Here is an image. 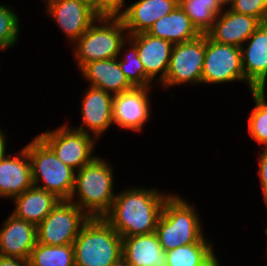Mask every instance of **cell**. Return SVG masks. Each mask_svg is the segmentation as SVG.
Here are the masks:
<instances>
[{
	"label": "cell",
	"instance_id": "obj_4",
	"mask_svg": "<svg viewBox=\"0 0 267 266\" xmlns=\"http://www.w3.org/2000/svg\"><path fill=\"white\" fill-rule=\"evenodd\" d=\"M73 247L75 266H111L122 256V237L104 218H90Z\"/></svg>",
	"mask_w": 267,
	"mask_h": 266
},
{
	"label": "cell",
	"instance_id": "obj_25",
	"mask_svg": "<svg viewBox=\"0 0 267 266\" xmlns=\"http://www.w3.org/2000/svg\"><path fill=\"white\" fill-rule=\"evenodd\" d=\"M179 6L200 34H206L223 11L217 0H179Z\"/></svg>",
	"mask_w": 267,
	"mask_h": 266
},
{
	"label": "cell",
	"instance_id": "obj_22",
	"mask_svg": "<svg viewBox=\"0 0 267 266\" xmlns=\"http://www.w3.org/2000/svg\"><path fill=\"white\" fill-rule=\"evenodd\" d=\"M11 201L15 203L13 215L38 226L60 199L53 193L33 185Z\"/></svg>",
	"mask_w": 267,
	"mask_h": 266
},
{
	"label": "cell",
	"instance_id": "obj_17",
	"mask_svg": "<svg viewBox=\"0 0 267 266\" xmlns=\"http://www.w3.org/2000/svg\"><path fill=\"white\" fill-rule=\"evenodd\" d=\"M37 243V226L12 213L0 228V255L29 260Z\"/></svg>",
	"mask_w": 267,
	"mask_h": 266
},
{
	"label": "cell",
	"instance_id": "obj_3",
	"mask_svg": "<svg viewBox=\"0 0 267 266\" xmlns=\"http://www.w3.org/2000/svg\"><path fill=\"white\" fill-rule=\"evenodd\" d=\"M199 216L194 205L172 193L164 203L155 229L162 249L167 252L200 241L205 235Z\"/></svg>",
	"mask_w": 267,
	"mask_h": 266
},
{
	"label": "cell",
	"instance_id": "obj_12",
	"mask_svg": "<svg viewBox=\"0 0 267 266\" xmlns=\"http://www.w3.org/2000/svg\"><path fill=\"white\" fill-rule=\"evenodd\" d=\"M152 87H133L113 97V126L133 132L143 131L152 117L149 95Z\"/></svg>",
	"mask_w": 267,
	"mask_h": 266
},
{
	"label": "cell",
	"instance_id": "obj_14",
	"mask_svg": "<svg viewBox=\"0 0 267 266\" xmlns=\"http://www.w3.org/2000/svg\"><path fill=\"white\" fill-rule=\"evenodd\" d=\"M241 46L245 81L250 90L266 91L267 83V22L262 23Z\"/></svg>",
	"mask_w": 267,
	"mask_h": 266
},
{
	"label": "cell",
	"instance_id": "obj_1",
	"mask_svg": "<svg viewBox=\"0 0 267 266\" xmlns=\"http://www.w3.org/2000/svg\"><path fill=\"white\" fill-rule=\"evenodd\" d=\"M156 188L133 187L116 193L103 217L124 238L155 232L165 201L172 193Z\"/></svg>",
	"mask_w": 267,
	"mask_h": 266
},
{
	"label": "cell",
	"instance_id": "obj_8",
	"mask_svg": "<svg viewBox=\"0 0 267 266\" xmlns=\"http://www.w3.org/2000/svg\"><path fill=\"white\" fill-rule=\"evenodd\" d=\"M90 217L69 200H60L37 226V243L51 246L73 244Z\"/></svg>",
	"mask_w": 267,
	"mask_h": 266
},
{
	"label": "cell",
	"instance_id": "obj_38",
	"mask_svg": "<svg viewBox=\"0 0 267 266\" xmlns=\"http://www.w3.org/2000/svg\"><path fill=\"white\" fill-rule=\"evenodd\" d=\"M211 266H221L220 259H217Z\"/></svg>",
	"mask_w": 267,
	"mask_h": 266
},
{
	"label": "cell",
	"instance_id": "obj_5",
	"mask_svg": "<svg viewBox=\"0 0 267 266\" xmlns=\"http://www.w3.org/2000/svg\"><path fill=\"white\" fill-rule=\"evenodd\" d=\"M24 147L29 155L33 185L60 200H69L76 171L64 164L38 135Z\"/></svg>",
	"mask_w": 267,
	"mask_h": 266
},
{
	"label": "cell",
	"instance_id": "obj_7",
	"mask_svg": "<svg viewBox=\"0 0 267 266\" xmlns=\"http://www.w3.org/2000/svg\"><path fill=\"white\" fill-rule=\"evenodd\" d=\"M38 136L64 164L75 171H78L96 157L93 152L96 149L97 139L88 133L74 129L73 126L66 123L56 127V129L38 134Z\"/></svg>",
	"mask_w": 267,
	"mask_h": 266
},
{
	"label": "cell",
	"instance_id": "obj_9",
	"mask_svg": "<svg viewBox=\"0 0 267 266\" xmlns=\"http://www.w3.org/2000/svg\"><path fill=\"white\" fill-rule=\"evenodd\" d=\"M205 59V34L188 42L173 45L165 80L159 85L169 89L182 84L201 85Z\"/></svg>",
	"mask_w": 267,
	"mask_h": 266
},
{
	"label": "cell",
	"instance_id": "obj_34",
	"mask_svg": "<svg viewBox=\"0 0 267 266\" xmlns=\"http://www.w3.org/2000/svg\"><path fill=\"white\" fill-rule=\"evenodd\" d=\"M5 131L0 128V160L7 155V136Z\"/></svg>",
	"mask_w": 267,
	"mask_h": 266
},
{
	"label": "cell",
	"instance_id": "obj_31",
	"mask_svg": "<svg viewBox=\"0 0 267 266\" xmlns=\"http://www.w3.org/2000/svg\"><path fill=\"white\" fill-rule=\"evenodd\" d=\"M126 4L125 0H96L93 9L98 18L120 19L127 10Z\"/></svg>",
	"mask_w": 267,
	"mask_h": 266
},
{
	"label": "cell",
	"instance_id": "obj_23",
	"mask_svg": "<svg viewBox=\"0 0 267 266\" xmlns=\"http://www.w3.org/2000/svg\"><path fill=\"white\" fill-rule=\"evenodd\" d=\"M147 33L173 45L188 42L201 35L179 5L171 13L158 19Z\"/></svg>",
	"mask_w": 267,
	"mask_h": 266
},
{
	"label": "cell",
	"instance_id": "obj_36",
	"mask_svg": "<svg viewBox=\"0 0 267 266\" xmlns=\"http://www.w3.org/2000/svg\"><path fill=\"white\" fill-rule=\"evenodd\" d=\"M111 266H131L127 260L121 256L116 262H114Z\"/></svg>",
	"mask_w": 267,
	"mask_h": 266
},
{
	"label": "cell",
	"instance_id": "obj_13",
	"mask_svg": "<svg viewBox=\"0 0 267 266\" xmlns=\"http://www.w3.org/2000/svg\"><path fill=\"white\" fill-rule=\"evenodd\" d=\"M82 95L84 96L80 107L81 124L73 128L98 140L113 125L114 95L90 85L83 90Z\"/></svg>",
	"mask_w": 267,
	"mask_h": 266
},
{
	"label": "cell",
	"instance_id": "obj_6",
	"mask_svg": "<svg viewBox=\"0 0 267 266\" xmlns=\"http://www.w3.org/2000/svg\"><path fill=\"white\" fill-rule=\"evenodd\" d=\"M128 32L119 18H97L72 45L78 70L85 64L117 58Z\"/></svg>",
	"mask_w": 267,
	"mask_h": 266
},
{
	"label": "cell",
	"instance_id": "obj_37",
	"mask_svg": "<svg viewBox=\"0 0 267 266\" xmlns=\"http://www.w3.org/2000/svg\"><path fill=\"white\" fill-rule=\"evenodd\" d=\"M91 5L92 7L95 5L96 0H82Z\"/></svg>",
	"mask_w": 267,
	"mask_h": 266
},
{
	"label": "cell",
	"instance_id": "obj_21",
	"mask_svg": "<svg viewBox=\"0 0 267 266\" xmlns=\"http://www.w3.org/2000/svg\"><path fill=\"white\" fill-rule=\"evenodd\" d=\"M122 256L131 266H167L166 252L155 232L122 238Z\"/></svg>",
	"mask_w": 267,
	"mask_h": 266
},
{
	"label": "cell",
	"instance_id": "obj_32",
	"mask_svg": "<svg viewBox=\"0 0 267 266\" xmlns=\"http://www.w3.org/2000/svg\"><path fill=\"white\" fill-rule=\"evenodd\" d=\"M258 159V177L260 178L262 196L267 208V148H262V152L259 153ZM264 233L267 235V228Z\"/></svg>",
	"mask_w": 267,
	"mask_h": 266
},
{
	"label": "cell",
	"instance_id": "obj_27",
	"mask_svg": "<svg viewBox=\"0 0 267 266\" xmlns=\"http://www.w3.org/2000/svg\"><path fill=\"white\" fill-rule=\"evenodd\" d=\"M119 53L117 60L129 83L133 87H152V84L145 78V69L139 60L137 47L129 38L122 44Z\"/></svg>",
	"mask_w": 267,
	"mask_h": 266
},
{
	"label": "cell",
	"instance_id": "obj_33",
	"mask_svg": "<svg viewBox=\"0 0 267 266\" xmlns=\"http://www.w3.org/2000/svg\"><path fill=\"white\" fill-rule=\"evenodd\" d=\"M0 266H30L29 260L0 255Z\"/></svg>",
	"mask_w": 267,
	"mask_h": 266
},
{
	"label": "cell",
	"instance_id": "obj_29",
	"mask_svg": "<svg viewBox=\"0 0 267 266\" xmlns=\"http://www.w3.org/2000/svg\"><path fill=\"white\" fill-rule=\"evenodd\" d=\"M1 3V2H0ZM20 16L14 7L0 4V52L14 47L20 37Z\"/></svg>",
	"mask_w": 267,
	"mask_h": 266
},
{
	"label": "cell",
	"instance_id": "obj_10",
	"mask_svg": "<svg viewBox=\"0 0 267 266\" xmlns=\"http://www.w3.org/2000/svg\"><path fill=\"white\" fill-rule=\"evenodd\" d=\"M245 82L240 47L220 44L205 34V59L201 84Z\"/></svg>",
	"mask_w": 267,
	"mask_h": 266
},
{
	"label": "cell",
	"instance_id": "obj_15",
	"mask_svg": "<svg viewBox=\"0 0 267 266\" xmlns=\"http://www.w3.org/2000/svg\"><path fill=\"white\" fill-rule=\"evenodd\" d=\"M128 38L137 47L139 60L145 69V78L152 85L155 81L160 85L168 71L173 44L147 32L129 35Z\"/></svg>",
	"mask_w": 267,
	"mask_h": 266
},
{
	"label": "cell",
	"instance_id": "obj_24",
	"mask_svg": "<svg viewBox=\"0 0 267 266\" xmlns=\"http://www.w3.org/2000/svg\"><path fill=\"white\" fill-rule=\"evenodd\" d=\"M213 248L210 239L204 236L197 243L167 251V266H211L218 259Z\"/></svg>",
	"mask_w": 267,
	"mask_h": 266
},
{
	"label": "cell",
	"instance_id": "obj_28",
	"mask_svg": "<svg viewBox=\"0 0 267 266\" xmlns=\"http://www.w3.org/2000/svg\"><path fill=\"white\" fill-rule=\"evenodd\" d=\"M263 91H253L252 98L255 103L248 117V134L256 143L267 148V98Z\"/></svg>",
	"mask_w": 267,
	"mask_h": 266
},
{
	"label": "cell",
	"instance_id": "obj_11",
	"mask_svg": "<svg viewBox=\"0 0 267 266\" xmlns=\"http://www.w3.org/2000/svg\"><path fill=\"white\" fill-rule=\"evenodd\" d=\"M45 11L73 44L98 18L91 5L82 0H43Z\"/></svg>",
	"mask_w": 267,
	"mask_h": 266
},
{
	"label": "cell",
	"instance_id": "obj_16",
	"mask_svg": "<svg viewBox=\"0 0 267 266\" xmlns=\"http://www.w3.org/2000/svg\"><path fill=\"white\" fill-rule=\"evenodd\" d=\"M261 24L258 18L226 8L206 35L217 43L241 47Z\"/></svg>",
	"mask_w": 267,
	"mask_h": 266
},
{
	"label": "cell",
	"instance_id": "obj_30",
	"mask_svg": "<svg viewBox=\"0 0 267 266\" xmlns=\"http://www.w3.org/2000/svg\"><path fill=\"white\" fill-rule=\"evenodd\" d=\"M230 9L258 18L262 23L267 22V0H235Z\"/></svg>",
	"mask_w": 267,
	"mask_h": 266
},
{
	"label": "cell",
	"instance_id": "obj_19",
	"mask_svg": "<svg viewBox=\"0 0 267 266\" xmlns=\"http://www.w3.org/2000/svg\"><path fill=\"white\" fill-rule=\"evenodd\" d=\"M179 5V0H137L128 5L120 18L128 35L148 32L152 25L171 13Z\"/></svg>",
	"mask_w": 267,
	"mask_h": 266
},
{
	"label": "cell",
	"instance_id": "obj_20",
	"mask_svg": "<svg viewBox=\"0 0 267 266\" xmlns=\"http://www.w3.org/2000/svg\"><path fill=\"white\" fill-rule=\"evenodd\" d=\"M88 85L100 88L113 95L128 91L133 86L122 72L117 58L87 63L79 69Z\"/></svg>",
	"mask_w": 267,
	"mask_h": 266
},
{
	"label": "cell",
	"instance_id": "obj_26",
	"mask_svg": "<svg viewBox=\"0 0 267 266\" xmlns=\"http://www.w3.org/2000/svg\"><path fill=\"white\" fill-rule=\"evenodd\" d=\"M30 266H75L73 244L62 246L36 243L29 257Z\"/></svg>",
	"mask_w": 267,
	"mask_h": 266
},
{
	"label": "cell",
	"instance_id": "obj_35",
	"mask_svg": "<svg viewBox=\"0 0 267 266\" xmlns=\"http://www.w3.org/2000/svg\"><path fill=\"white\" fill-rule=\"evenodd\" d=\"M219 6L223 9H226V8H230L233 3L235 2V0H217ZM228 5V6H227ZM227 6V7H226ZM226 7V8H225Z\"/></svg>",
	"mask_w": 267,
	"mask_h": 266
},
{
	"label": "cell",
	"instance_id": "obj_18",
	"mask_svg": "<svg viewBox=\"0 0 267 266\" xmlns=\"http://www.w3.org/2000/svg\"><path fill=\"white\" fill-rule=\"evenodd\" d=\"M33 186L29 155L25 147L0 160V197L11 200Z\"/></svg>",
	"mask_w": 267,
	"mask_h": 266
},
{
	"label": "cell",
	"instance_id": "obj_2",
	"mask_svg": "<svg viewBox=\"0 0 267 266\" xmlns=\"http://www.w3.org/2000/svg\"><path fill=\"white\" fill-rule=\"evenodd\" d=\"M110 161L100 155L75 173V184L69 201L90 218H103L116 197L114 171Z\"/></svg>",
	"mask_w": 267,
	"mask_h": 266
}]
</instances>
